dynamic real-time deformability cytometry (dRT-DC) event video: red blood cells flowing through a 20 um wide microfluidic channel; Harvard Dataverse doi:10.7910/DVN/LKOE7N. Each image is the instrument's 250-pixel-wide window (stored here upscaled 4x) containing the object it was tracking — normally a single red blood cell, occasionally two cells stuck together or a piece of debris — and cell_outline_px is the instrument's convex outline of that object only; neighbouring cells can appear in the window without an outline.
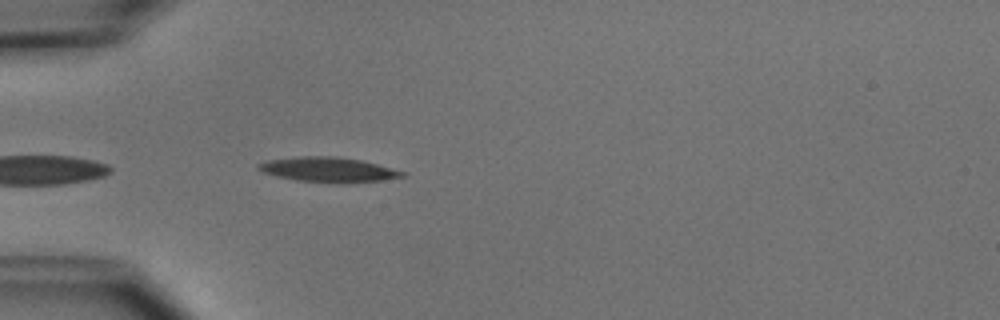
{"species": "common noctule bat (a hibernating species)", "species_latin": "Nyctalus noctula", "temperature_condition": "cold", "stored_images_in_passage": 6, "camera_frame_rate_fps": 3000, "um_per_image_px": 0.085, "animal": {"sex": "male", "body_mass_g": 15.6}, "frame": {"image": 1, "passage_image": 6, "time_ms": 6.0, "image_size_px": [1000, 320], "cell_outline_px": [[408, 172], [404, 176], [380, 180], [340, 184], [296, 180], [276, 176], [264, 172], [256, 168], [256, 164], [268, 160], [300, 156], [336, 156], [360, 160]], "centroid_in_image_um": [27.89, 14.42], "position_along_channel_um": 57.1, "area_um2": 20.87}}